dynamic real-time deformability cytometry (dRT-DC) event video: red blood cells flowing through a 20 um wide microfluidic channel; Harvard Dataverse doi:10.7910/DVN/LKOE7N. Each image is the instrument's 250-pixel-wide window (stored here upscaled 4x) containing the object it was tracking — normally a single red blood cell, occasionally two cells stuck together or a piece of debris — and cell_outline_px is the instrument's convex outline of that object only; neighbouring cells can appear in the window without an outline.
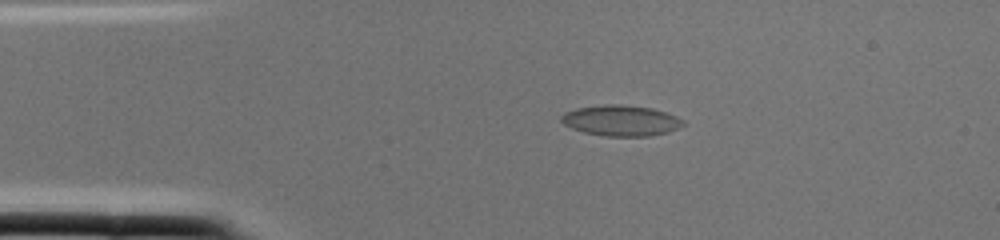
{"species": "common noctule bat (a hibernating species)", "species_latin": "Nyctalus noctula", "temperature_condition": "cold", "stored_images_in_passage": 1, "camera_frame_rate_fps": 3000, "um_per_image_px": 0.085, "animal": {"sex": "female", "body_mass_g": 22.0, "forearm_length_mm": 56.7}, "frame": {"image": 1, "passage_image": 1, "time_ms": 0.0, "image_size_px": [1000, 240], "cell_outline_px": [[684, 124], [680, 128], [668, 132], [648, 136], [604, 136], [584, 132], [572, 128], [564, 124], [560, 120], [560, 116], [564, 112], [576, 108], [608, 104], [620, 104], [652, 108], [676, 116], [684, 120]], "centroid_in_image_um": [52.78, 10.25], "position_along_channel_um": 32.2, "area_um2": 21.85}}